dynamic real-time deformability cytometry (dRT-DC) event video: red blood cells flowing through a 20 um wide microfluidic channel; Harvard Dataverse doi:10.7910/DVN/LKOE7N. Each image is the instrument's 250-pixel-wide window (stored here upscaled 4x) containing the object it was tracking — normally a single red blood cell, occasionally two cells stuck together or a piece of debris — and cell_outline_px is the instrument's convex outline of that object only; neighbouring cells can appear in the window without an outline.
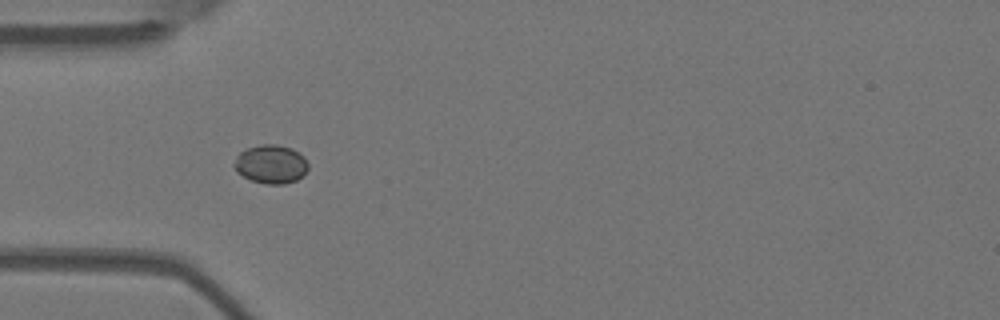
{"species": "Egyptian fruit bat (a non-hibernating species)", "species_latin": "Rousettus aegyptiacus", "temperature_condition": "warm", "stored_images_in_passage": 4, "camera_frame_rate_fps": 3000, "um_per_image_px": 0.085, "animal": {"sex": "female"}, "frame": {"image": 1, "passage_image": 3, "time_ms": 0.667, "image_size_px": [1000, 320], "cell_outline_px": [[308, 168], [304, 176], [296, 180], [284, 184], [264, 184], [252, 180], [236, 172], [236, 156], [240, 152], [248, 148], [260, 144], [276, 144], [292, 148], [304, 156], [308, 164]], "centroid_in_image_um": [23.07, 13.95], "position_along_channel_um": 61.9, "area_um2": 16.65}}
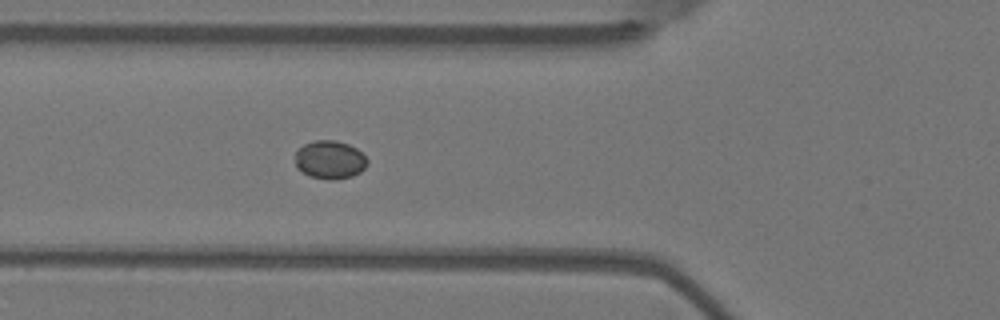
{"frame": {"image": 2, "passage_image": 4, "time_ms": 1.0, "image_size_px": [1000, 320], "cell_outline_px": [[368, 164], [360, 172], [352, 176], [332, 180], [308, 176], [296, 168], [296, 152], [304, 144], [316, 140], [336, 140], [348, 144], [356, 148], [368, 160]], "centroid_in_image_um": [28.03, 13.58], "position_along_channel_um": 97.8, "area_um2": 16.07}}